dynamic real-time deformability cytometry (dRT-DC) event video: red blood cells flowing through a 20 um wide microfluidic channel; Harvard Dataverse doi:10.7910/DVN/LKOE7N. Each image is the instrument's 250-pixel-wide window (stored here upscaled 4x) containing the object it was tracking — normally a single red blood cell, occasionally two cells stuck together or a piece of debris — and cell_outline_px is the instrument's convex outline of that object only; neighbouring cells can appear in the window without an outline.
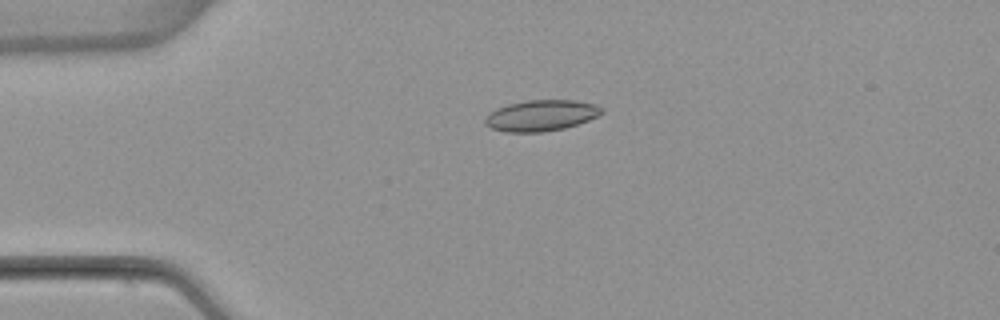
{"species": "common noctule bat (a hibernating species)", "species_latin": "Nyctalus noctula", "temperature_condition": "warm", "stored_images_in_passage": 6, "camera_frame_rate_fps": 3000, "um_per_image_px": 0.085, "animal": {"sex": "female", "body_mass_g": 22.7, "forearm_length_mm": 54.2}, "frame": {"image": 1, "passage_image": 3, "time_ms": 2.333, "image_size_px": [1000, 320], "cell_outline_px": [[604, 112], [588, 120], [564, 128], [544, 132], [504, 132], [492, 128], [484, 124], [484, 120], [496, 108], [508, 104], [524, 100], [572, 100], [596, 104], [604, 108]], "centroid_in_image_um": [46.0, 9.81], "position_along_channel_um": 39.0, "area_um2": 21.04}}
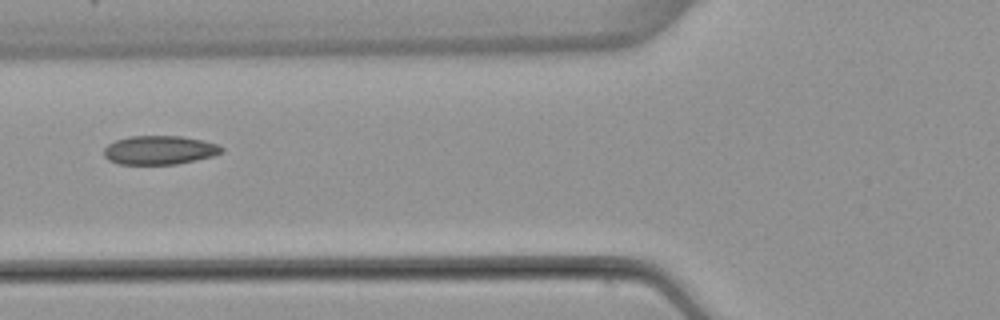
{"frame": {"image": 2, "passage_image": 5, "time_ms": 5.0, "image_size_px": [1000, 320], "cell_outline_px": [[224, 152], [212, 156], [196, 160], [176, 164], [120, 164], [108, 160], [104, 156], [104, 148], [108, 144], [116, 140], [128, 136], [180, 136], [200, 140], [216, 144], [224, 148]], "centroid_in_image_um": [13.54, 12.76], "position_along_channel_um": 112.3, "area_um2": 19.71}}